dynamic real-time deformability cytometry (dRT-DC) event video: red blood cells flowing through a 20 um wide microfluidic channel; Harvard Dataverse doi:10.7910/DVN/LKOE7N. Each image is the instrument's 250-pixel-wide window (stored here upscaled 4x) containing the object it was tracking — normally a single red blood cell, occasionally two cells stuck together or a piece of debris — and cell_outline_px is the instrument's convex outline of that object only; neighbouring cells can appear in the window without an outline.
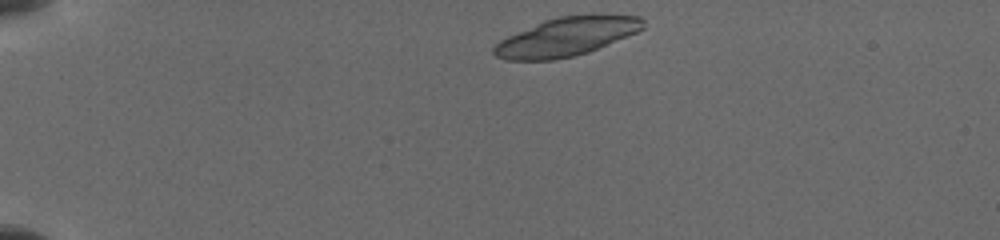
{"species": "common noctule bat (a hibernating species)", "species_latin": "Nyctalus noctula", "temperature_condition": "cold", "stored_images_in_passage": 40, "segment_of_instrument_passage": [1, 2], "camera_frame_rate_fps": 3000, "um_per_image_px": 0.085, "animal": {"sex": "female", "body_mass_g": 19.5, "forearm_length_mm": 54.1}, "frame": {"image": 1, "passage_image": 1, "time_ms": 0.0, "image_size_px": [1000, 240], "cell_outline_px": [[644, 28], [636, 32], [588, 52], [556, 60], [508, 60], [496, 56], [492, 52], [492, 48], [500, 40], [508, 36], [544, 20], [560, 16], [640, 16], [644, 20]], "centroid_in_image_um": [48.1, 3.15], "position_along_channel_um": 36.9, "area_um2": 32.77}}